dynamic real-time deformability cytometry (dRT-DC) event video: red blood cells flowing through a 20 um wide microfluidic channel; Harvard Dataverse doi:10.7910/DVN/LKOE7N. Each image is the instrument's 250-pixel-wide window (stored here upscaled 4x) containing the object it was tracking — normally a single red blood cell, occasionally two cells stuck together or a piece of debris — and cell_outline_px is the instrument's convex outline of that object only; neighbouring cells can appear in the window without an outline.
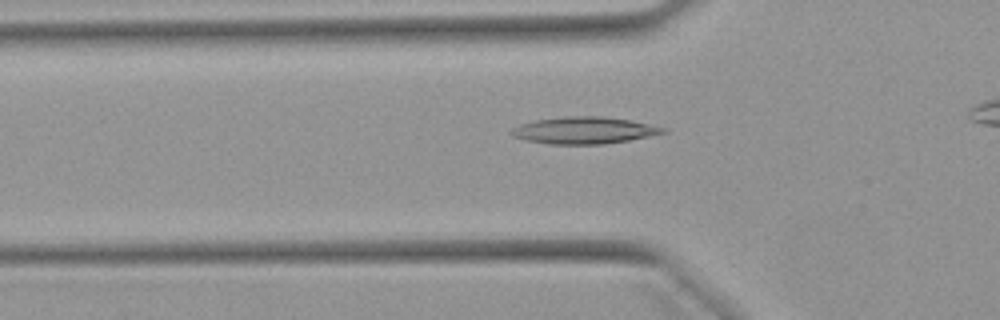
{"species": "Egyptian fruit bat (a non-hibernating species)", "species_latin": "Rousettus aegyptiacus", "temperature_condition": "warm", "stored_images_in_passage": 35, "camera_frame_rate_fps": 3000, "um_per_image_px": 0.085, "animal": {"sex": "female"}, "frame": {"image": 1, "passage_image": 10, "time_ms": 3.0, "image_size_px": [1000, 320], "cell_outline_px": [[668, 132], [628, 140], [604, 144], [548, 144], [528, 140], [512, 136], [508, 132], [512, 128], [520, 124], [536, 120], [564, 116], [600, 116], [628, 120], [668, 128]], "centroid_in_image_um": [49.63, 11.08], "position_along_channel_um": 76.2, "area_um2": 23.64}}
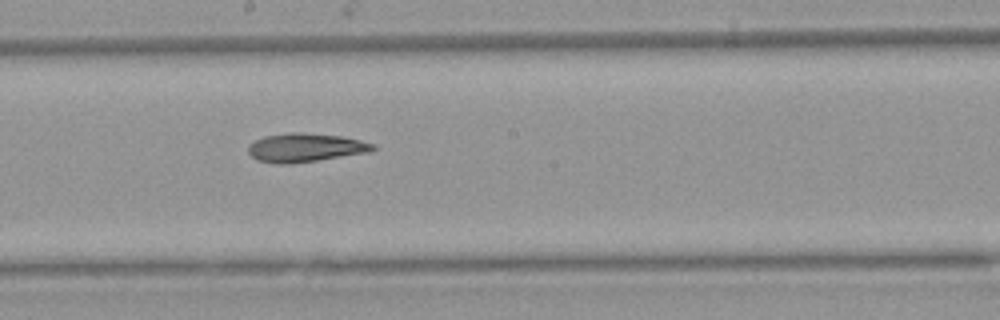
{"frame": {"image": 2, "passage_image": 21, "time_ms": 6.667, "image_size_px": [1000, 320], "cell_outline_px": [[376, 148], [368, 152], [316, 160], [288, 164], [276, 164], [256, 160], [248, 152], [248, 144], [264, 136], [288, 132], [300, 132], [340, 136], [360, 140], [376, 144]], "centroid_in_image_um": [25.91, 12.54], "position_along_channel_um": 222.3, "area_um2": 20.75}}
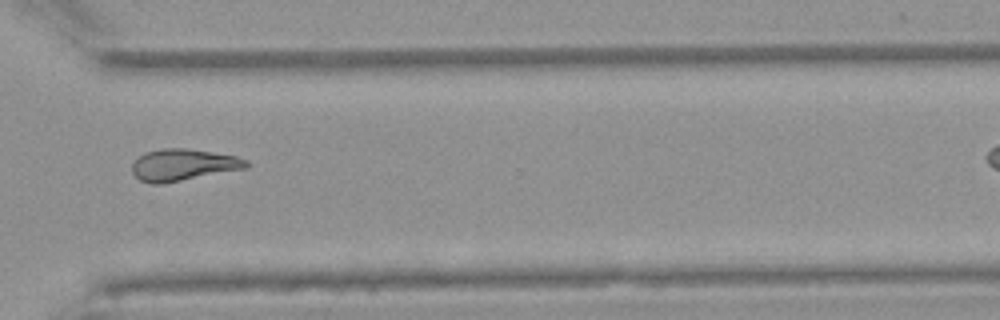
{"frame": {"image": 3, "passage_image": 31, "time_ms": 10.0, "image_size_px": [1000, 320], "cell_outline_px": [[248, 168], [160, 184], [152, 184], [140, 180], [132, 172], [132, 164], [144, 152], [164, 148], [188, 148], [236, 156], [248, 160]], "centroid_in_image_um": [15.58, 14.01], "position_along_channel_um": 355.0, "area_um2": 21.04}}